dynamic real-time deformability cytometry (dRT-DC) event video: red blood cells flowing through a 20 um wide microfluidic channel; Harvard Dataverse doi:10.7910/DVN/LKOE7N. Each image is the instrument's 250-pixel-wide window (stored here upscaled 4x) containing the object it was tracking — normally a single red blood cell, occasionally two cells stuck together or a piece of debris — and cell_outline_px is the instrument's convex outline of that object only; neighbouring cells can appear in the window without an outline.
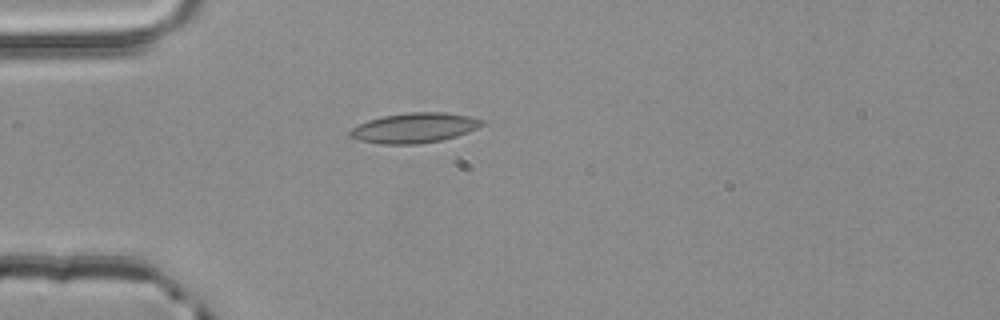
{"species": "common noctule bat (a hibernating species)", "species_latin": "Nyctalus noctula", "temperature_condition": "room temperature", "stored_images_in_passage": 4, "camera_frame_rate_fps": 3000, "um_per_image_px": 0.085, "animal": {"sex": "male", "body_mass_g": 20.4}, "frame": {"image": 1, "passage_image": 4, "time_ms": 1.0, "image_size_px": [1000, 320], "cell_outline_px": [[484, 124], [468, 132], [444, 140], [420, 144], [384, 144], [360, 140], [348, 136], [348, 132], [352, 128], [368, 120], [384, 116], [408, 112], [444, 112], [468, 116], [484, 120]], "centroid_in_image_um": [35.23, 10.87], "position_along_channel_um": 49.8, "area_um2": 23.0}}